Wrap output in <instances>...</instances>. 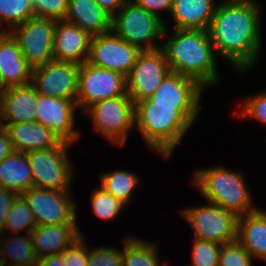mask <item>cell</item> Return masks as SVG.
<instances>
[{
    "label": "cell",
    "mask_w": 266,
    "mask_h": 266,
    "mask_svg": "<svg viewBox=\"0 0 266 266\" xmlns=\"http://www.w3.org/2000/svg\"><path fill=\"white\" fill-rule=\"evenodd\" d=\"M33 68L21 54L18 42L9 32H0V77L6 87L32 81Z\"/></svg>",
    "instance_id": "cell-20"
},
{
    "label": "cell",
    "mask_w": 266,
    "mask_h": 266,
    "mask_svg": "<svg viewBox=\"0 0 266 266\" xmlns=\"http://www.w3.org/2000/svg\"><path fill=\"white\" fill-rule=\"evenodd\" d=\"M84 113L86 117H91L93 130L118 147H124L130 130L135 127L134 103L128 95L94 103Z\"/></svg>",
    "instance_id": "cell-6"
},
{
    "label": "cell",
    "mask_w": 266,
    "mask_h": 266,
    "mask_svg": "<svg viewBox=\"0 0 266 266\" xmlns=\"http://www.w3.org/2000/svg\"><path fill=\"white\" fill-rule=\"evenodd\" d=\"M37 91L32 83L11 86L1 95V126L36 122Z\"/></svg>",
    "instance_id": "cell-17"
},
{
    "label": "cell",
    "mask_w": 266,
    "mask_h": 266,
    "mask_svg": "<svg viewBox=\"0 0 266 266\" xmlns=\"http://www.w3.org/2000/svg\"><path fill=\"white\" fill-rule=\"evenodd\" d=\"M200 109L201 105L155 104L146 98L134 104V128L151 151L169 159L198 119Z\"/></svg>",
    "instance_id": "cell-2"
},
{
    "label": "cell",
    "mask_w": 266,
    "mask_h": 266,
    "mask_svg": "<svg viewBox=\"0 0 266 266\" xmlns=\"http://www.w3.org/2000/svg\"><path fill=\"white\" fill-rule=\"evenodd\" d=\"M67 5L68 0H35L32 8L35 17L63 21Z\"/></svg>",
    "instance_id": "cell-36"
},
{
    "label": "cell",
    "mask_w": 266,
    "mask_h": 266,
    "mask_svg": "<svg viewBox=\"0 0 266 266\" xmlns=\"http://www.w3.org/2000/svg\"><path fill=\"white\" fill-rule=\"evenodd\" d=\"M192 263L189 266H219L222 244L192 238Z\"/></svg>",
    "instance_id": "cell-32"
},
{
    "label": "cell",
    "mask_w": 266,
    "mask_h": 266,
    "mask_svg": "<svg viewBox=\"0 0 266 266\" xmlns=\"http://www.w3.org/2000/svg\"><path fill=\"white\" fill-rule=\"evenodd\" d=\"M0 187L18 195L33 187V176L27 153L13 151L0 162Z\"/></svg>",
    "instance_id": "cell-25"
},
{
    "label": "cell",
    "mask_w": 266,
    "mask_h": 266,
    "mask_svg": "<svg viewBox=\"0 0 266 266\" xmlns=\"http://www.w3.org/2000/svg\"><path fill=\"white\" fill-rule=\"evenodd\" d=\"M122 95H128L124 75L87 61L79 65L76 104L81 112L94 103Z\"/></svg>",
    "instance_id": "cell-9"
},
{
    "label": "cell",
    "mask_w": 266,
    "mask_h": 266,
    "mask_svg": "<svg viewBox=\"0 0 266 266\" xmlns=\"http://www.w3.org/2000/svg\"><path fill=\"white\" fill-rule=\"evenodd\" d=\"M180 213L191 226L193 238L222 245L237 240L239 217L220 206L206 201V205L185 207Z\"/></svg>",
    "instance_id": "cell-8"
},
{
    "label": "cell",
    "mask_w": 266,
    "mask_h": 266,
    "mask_svg": "<svg viewBox=\"0 0 266 266\" xmlns=\"http://www.w3.org/2000/svg\"><path fill=\"white\" fill-rule=\"evenodd\" d=\"M169 72L171 70L162 48L141 51L126 77L128 96L134 104L150 97Z\"/></svg>",
    "instance_id": "cell-12"
},
{
    "label": "cell",
    "mask_w": 266,
    "mask_h": 266,
    "mask_svg": "<svg viewBox=\"0 0 266 266\" xmlns=\"http://www.w3.org/2000/svg\"><path fill=\"white\" fill-rule=\"evenodd\" d=\"M0 266H7L6 262L4 260L3 252H2V249H1V245H0Z\"/></svg>",
    "instance_id": "cell-43"
},
{
    "label": "cell",
    "mask_w": 266,
    "mask_h": 266,
    "mask_svg": "<svg viewBox=\"0 0 266 266\" xmlns=\"http://www.w3.org/2000/svg\"><path fill=\"white\" fill-rule=\"evenodd\" d=\"M252 256L237 241L222 245L219 266H253Z\"/></svg>",
    "instance_id": "cell-35"
},
{
    "label": "cell",
    "mask_w": 266,
    "mask_h": 266,
    "mask_svg": "<svg viewBox=\"0 0 266 266\" xmlns=\"http://www.w3.org/2000/svg\"><path fill=\"white\" fill-rule=\"evenodd\" d=\"M78 224L36 225L31 231L37 258L63 253L84 234Z\"/></svg>",
    "instance_id": "cell-19"
},
{
    "label": "cell",
    "mask_w": 266,
    "mask_h": 266,
    "mask_svg": "<svg viewBox=\"0 0 266 266\" xmlns=\"http://www.w3.org/2000/svg\"><path fill=\"white\" fill-rule=\"evenodd\" d=\"M70 146L73 145L62 141L54 148L27 152L33 187L57 191L72 189L75 170L68 155Z\"/></svg>",
    "instance_id": "cell-7"
},
{
    "label": "cell",
    "mask_w": 266,
    "mask_h": 266,
    "mask_svg": "<svg viewBox=\"0 0 266 266\" xmlns=\"http://www.w3.org/2000/svg\"><path fill=\"white\" fill-rule=\"evenodd\" d=\"M21 196L31 209L36 225L77 224V204L71 190L31 187Z\"/></svg>",
    "instance_id": "cell-10"
},
{
    "label": "cell",
    "mask_w": 266,
    "mask_h": 266,
    "mask_svg": "<svg viewBox=\"0 0 266 266\" xmlns=\"http://www.w3.org/2000/svg\"><path fill=\"white\" fill-rule=\"evenodd\" d=\"M140 52L138 47L125 42L111 30L91 37L87 62L127 77Z\"/></svg>",
    "instance_id": "cell-13"
},
{
    "label": "cell",
    "mask_w": 266,
    "mask_h": 266,
    "mask_svg": "<svg viewBox=\"0 0 266 266\" xmlns=\"http://www.w3.org/2000/svg\"><path fill=\"white\" fill-rule=\"evenodd\" d=\"M237 241L252 256L266 262V210H257L238 219Z\"/></svg>",
    "instance_id": "cell-24"
},
{
    "label": "cell",
    "mask_w": 266,
    "mask_h": 266,
    "mask_svg": "<svg viewBox=\"0 0 266 266\" xmlns=\"http://www.w3.org/2000/svg\"><path fill=\"white\" fill-rule=\"evenodd\" d=\"M216 6L215 0H173V29L208 31Z\"/></svg>",
    "instance_id": "cell-23"
},
{
    "label": "cell",
    "mask_w": 266,
    "mask_h": 266,
    "mask_svg": "<svg viewBox=\"0 0 266 266\" xmlns=\"http://www.w3.org/2000/svg\"><path fill=\"white\" fill-rule=\"evenodd\" d=\"M64 21L79 26L92 37L110 32L112 17L94 0H68Z\"/></svg>",
    "instance_id": "cell-22"
},
{
    "label": "cell",
    "mask_w": 266,
    "mask_h": 266,
    "mask_svg": "<svg viewBox=\"0 0 266 266\" xmlns=\"http://www.w3.org/2000/svg\"><path fill=\"white\" fill-rule=\"evenodd\" d=\"M238 106L241 107L237 117L243 119L252 118L259 121L262 125L266 126V90L260 93L252 94L242 98Z\"/></svg>",
    "instance_id": "cell-33"
},
{
    "label": "cell",
    "mask_w": 266,
    "mask_h": 266,
    "mask_svg": "<svg viewBox=\"0 0 266 266\" xmlns=\"http://www.w3.org/2000/svg\"><path fill=\"white\" fill-rule=\"evenodd\" d=\"M99 180L101 188L127 206L132 202L133 191L139 184L140 177L135 172L116 169L102 174Z\"/></svg>",
    "instance_id": "cell-28"
},
{
    "label": "cell",
    "mask_w": 266,
    "mask_h": 266,
    "mask_svg": "<svg viewBox=\"0 0 266 266\" xmlns=\"http://www.w3.org/2000/svg\"><path fill=\"white\" fill-rule=\"evenodd\" d=\"M0 127H1V95H0Z\"/></svg>",
    "instance_id": "cell-46"
},
{
    "label": "cell",
    "mask_w": 266,
    "mask_h": 266,
    "mask_svg": "<svg viewBox=\"0 0 266 266\" xmlns=\"http://www.w3.org/2000/svg\"><path fill=\"white\" fill-rule=\"evenodd\" d=\"M17 196V193L0 187V232L4 229L7 214Z\"/></svg>",
    "instance_id": "cell-39"
},
{
    "label": "cell",
    "mask_w": 266,
    "mask_h": 266,
    "mask_svg": "<svg viewBox=\"0 0 266 266\" xmlns=\"http://www.w3.org/2000/svg\"><path fill=\"white\" fill-rule=\"evenodd\" d=\"M9 234L7 236V233H0V245L7 266L26 265L38 261L30 233L23 236ZM7 257L10 258L9 262Z\"/></svg>",
    "instance_id": "cell-27"
},
{
    "label": "cell",
    "mask_w": 266,
    "mask_h": 266,
    "mask_svg": "<svg viewBox=\"0 0 266 266\" xmlns=\"http://www.w3.org/2000/svg\"><path fill=\"white\" fill-rule=\"evenodd\" d=\"M91 36L79 26L57 21L53 39L54 60L82 64L89 55Z\"/></svg>",
    "instance_id": "cell-16"
},
{
    "label": "cell",
    "mask_w": 266,
    "mask_h": 266,
    "mask_svg": "<svg viewBox=\"0 0 266 266\" xmlns=\"http://www.w3.org/2000/svg\"><path fill=\"white\" fill-rule=\"evenodd\" d=\"M85 236L79 238L72 246L63 252L64 266H86L88 259V244Z\"/></svg>",
    "instance_id": "cell-37"
},
{
    "label": "cell",
    "mask_w": 266,
    "mask_h": 266,
    "mask_svg": "<svg viewBox=\"0 0 266 266\" xmlns=\"http://www.w3.org/2000/svg\"><path fill=\"white\" fill-rule=\"evenodd\" d=\"M105 12L113 17L126 0H94Z\"/></svg>",
    "instance_id": "cell-41"
},
{
    "label": "cell",
    "mask_w": 266,
    "mask_h": 266,
    "mask_svg": "<svg viewBox=\"0 0 266 266\" xmlns=\"http://www.w3.org/2000/svg\"><path fill=\"white\" fill-rule=\"evenodd\" d=\"M162 49L170 70L197 80L203 87L221 84L214 46L207 30L173 29L164 22ZM170 33V35L168 34Z\"/></svg>",
    "instance_id": "cell-3"
},
{
    "label": "cell",
    "mask_w": 266,
    "mask_h": 266,
    "mask_svg": "<svg viewBox=\"0 0 266 266\" xmlns=\"http://www.w3.org/2000/svg\"><path fill=\"white\" fill-rule=\"evenodd\" d=\"M122 242L123 266H166L167 262H160L156 243L135 236L125 237Z\"/></svg>",
    "instance_id": "cell-26"
},
{
    "label": "cell",
    "mask_w": 266,
    "mask_h": 266,
    "mask_svg": "<svg viewBox=\"0 0 266 266\" xmlns=\"http://www.w3.org/2000/svg\"><path fill=\"white\" fill-rule=\"evenodd\" d=\"M36 227V221L33 216L31 209L28 207L25 199L18 195L11 208L7 214L4 229L0 233L10 232L15 234L20 231H25L26 234L31 233V231Z\"/></svg>",
    "instance_id": "cell-29"
},
{
    "label": "cell",
    "mask_w": 266,
    "mask_h": 266,
    "mask_svg": "<svg viewBox=\"0 0 266 266\" xmlns=\"http://www.w3.org/2000/svg\"><path fill=\"white\" fill-rule=\"evenodd\" d=\"M86 266H123V248L116 246H100L90 248L88 246V259Z\"/></svg>",
    "instance_id": "cell-34"
},
{
    "label": "cell",
    "mask_w": 266,
    "mask_h": 266,
    "mask_svg": "<svg viewBox=\"0 0 266 266\" xmlns=\"http://www.w3.org/2000/svg\"><path fill=\"white\" fill-rule=\"evenodd\" d=\"M7 89L0 77V95Z\"/></svg>",
    "instance_id": "cell-44"
},
{
    "label": "cell",
    "mask_w": 266,
    "mask_h": 266,
    "mask_svg": "<svg viewBox=\"0 0 266 266\" xmlns=\"http://www.w3.org/2000/svg\"><path fill=\"white\" fill-rule=\"evenodd\" d=\"M259 8L256 0H221L208 30L216 55L240 76L258 65L262 53Z\"/></svg>",
    "instance_id": "cell-1"
},
{
    "label": "cell",
    "mask_w": 266,
    "mask_h": 266,
    "mask_svg": "<svg viewBox=\"0 0 266 266\" xmlns=\"http://www.w3.org/2000/svg\"><path fill=\"white\" fill-rule=\"evenodd\" d=\"M37 262L39 266H64L63 253L39 258Z\"/></svg>",
    "instance_id": "cell-42"
},
{
    "label": "cell",
    "mask_w": 266,
    "mask_h": 266,
    "mask_svg": "<svg viewBox=\"0 0 266 266\" xmlns=\"http://www.w3.org/2000/svg\"><path fill=\"white\" fill-rule=\"evenodd\" d=\"M32 5L35 3V0H28Z\"/></svg>",
    "instance_id": "cell-47"
},
{
    "label": "cell",
    "mask_w": 266,
    "mask_h": 266,
    "mask_svg": "<svg viewBox=\"0 0 266 266\" xmlns=\"http://www.w3.org/2000/svg\"><path fill=\"white\" fill-rule=\"evenodd\" d=\"M78 74V64L53 59L33 68L31 83L41 95L76 101Z\"/></svg>",
    "instance_id": "cell-14"
},
{
    "label": "cell",
    "mask_w": 266,
    "mask_h": 266,
    "mask_svg": "<svg viewBox=\"0 0 266 266\" xmlns=\"http://www.w3.org/2000/svg\"><path fill=\"white\" fill-rule=\"evenodd\" d=\"M17 266H39V265H38V262H32L26 265H17Z\"/></svg>",
    "instance_id": "cell-45"
},
{
    "label": "cell",
    "mask_w": 266,
    "mask_h": 266,
    "mask_svg": "<svg viewBox=\"0 0 266 266\" xmlns=\"http://www.w3.org/2000/svg\"><path fill=\"white\" fill-rule=\"evenodd\" d=\"M32 17L34 12L28 0H0V32H9Z\"/></svg>",
    "instance_id": "cell-30"
},
{
    "label": "cell",
    "mask_w": 266,
    "mask_h": 266,
    "mask_svg": "<svg viewBox=\"0 0 266 266\" xmlns=\"http://www.w3.org/2000/svg\"><path fill=\"white\" fill-rule=\"evenodd\" d=\"M165 18L147 12L132 0L112 17L111 30L125 42L138 47L141 51L162 48L157 40L163 39Z\"/></svg>",
    "instance_id": "cell-5"
},
{
    "label": "cell",
    "mask_w": 266,
    "mask_h": 266,
    "mask_svg": "<svg viewBox=\"0 0 266 266\" xmlns=\"http://www.w3.org/2000/svg\"><path fill=\"white\" fill-rule=\"evenodd\" d=\"M231 170L221 164L200 168L194 171L192 183L204 200L240 217L258 207L253 204L254 199L246 185L244 173Z\"/></svg>",
    "instance_id": "cell-4"
},
{
    "label": "cell",
    "mask_w": 266,
    "mask_h": 266,
    "mask_svg": "<svg viewBox=\"0 0 266 266\" xmlns=\"http://www.w3.org/2000/svg\"><path fill=\"white\" fill-rule=\"evenodd\" d=\"M5 129L14 151L30 152L57 147L62 140L49 128L38 122L8 124Z\"/></svg>",
    "instance_id": "cell-21"
},
{
    "label": "cell",
    "mask_w": 266,
    "mask_h": 266,
    "mask_svg": "<svg viewBox=\"0 0 266 266\" xmlns=\"http://www.w3.org/2000/svg\"><path fill=\"white\" fill-rule=\"evenodd\" d=\"M204 90L197 80L171 71L148 98L155 104L200 105Z\"/></svg>",
    "instance_id": "cell-18"
},
{
    "label": "cell",
    "mask_w": 266,
    "mask_h": 266,
    "mask_svg": "<svg viewBox=\"0 0 266 266\" xmlns=\"http://www.w3.org/2000/svg\"><path fill=\"white\" fill-rule=\"evenodd\" d=\"M76 101L37 93L36 122L52 130L62 141L74 145L81 137L75 127Z\"/></svg>",
    "instance_id": "cell-15"
},
{
    "label": "cell",
    "mask_w": 266,
    "mask_h": 266,
    "mask_svg": "<svg viewBox=\"0 0 266 266\" xmlns=\"http://www.w3.org/2000/svg\"><path fill=\"white\" fill-rule=\"evenodd\" d=\"M56 22L52 19L34 16L9 31L18 42L24 59L32 68L54 59L53 39Z\"/></svg>",
    "instance_id": "cell-11"
},
{
    "label": "cell",
    "mask_w": 266,
    "mask_h": 266,
    "mask_svg": "<svg viewBox=\"0 0 266 266\" xmlns=\"http://www.w3.org/2000/svg\"><path fill=\"white\" fill-rule=\"evenodd\" d=\"M14 151L12 141L9 137L7 130L0 127V162Z\"/></svg>",
    "instance_id": "cell-40"
},
{
    "label": "cell",
    "mask_w": 266,
    "mask_h": 266,
    "mask_svg": "<svg viewBox=\"0 0 266 266\" xmlns=\"http://www.w3.org/2000/svg\"><path fill=\"white\" fill-rule=\"evenodd\" d=\"M91 210L102 221L115 220L125 210V204L107 193L103 188H94L90 195Z\"/></svg>",
    "instance_id": "cell-31"
},
{
    "label": "cell",
    "mask_w": 266,
    "mask_h": 266,
    "mask_svg": "<svg viewBox=\"0 0 266 266\" xmlns=\"http://www.w3.org/2000/svg\"><path fill=\"white\" fill-rule=\"evenodd\" d=\"M137 5L141 6L147 12L156 15L157 17L161 18L160 12L164 11L167 14L171 12L173 0H132Z\"/></svg>",
    "instance_id": "cell-38"
}]
</instances>
